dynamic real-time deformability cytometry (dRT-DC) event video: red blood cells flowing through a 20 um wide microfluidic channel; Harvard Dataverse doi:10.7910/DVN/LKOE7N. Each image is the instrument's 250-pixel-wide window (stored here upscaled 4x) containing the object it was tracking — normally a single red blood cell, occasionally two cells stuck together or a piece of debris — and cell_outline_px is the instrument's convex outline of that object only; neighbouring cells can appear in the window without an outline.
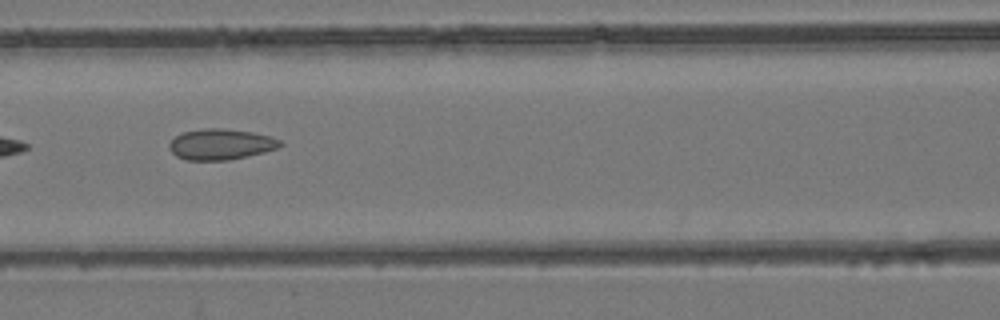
{"species": "common noctule bat (a hibernating species)", "species_latin": "Nyctalus noctula", "temperature_condition": "room temperature", "stored_images_in_passage": 7, "camera_frame_rate_fps": 3000, "um_per_image_px": 0.085, "animal": {"sex": "female", "body_mass_g": 24.6, "forearm_length_mm": 56.2}, "frame": {"image": 1, "passage_image": 7, "time_ms": 2.0, "image_size_px": [1000, 320], "cell_outline_px": [[284, 144], [276, 148], [264, 152], [248, 156], [228, 160], [184, 160], [176, 156], [168, 148], [168, 144], [176, 136], [184, 132], [200, 128], [220, 128], [252, 132], [268, 136], [280, 140]], "centroid_in_image_um": [18.74, 12.27], "position_along_channel_um": 147.9, "area_um2": 19.88}}